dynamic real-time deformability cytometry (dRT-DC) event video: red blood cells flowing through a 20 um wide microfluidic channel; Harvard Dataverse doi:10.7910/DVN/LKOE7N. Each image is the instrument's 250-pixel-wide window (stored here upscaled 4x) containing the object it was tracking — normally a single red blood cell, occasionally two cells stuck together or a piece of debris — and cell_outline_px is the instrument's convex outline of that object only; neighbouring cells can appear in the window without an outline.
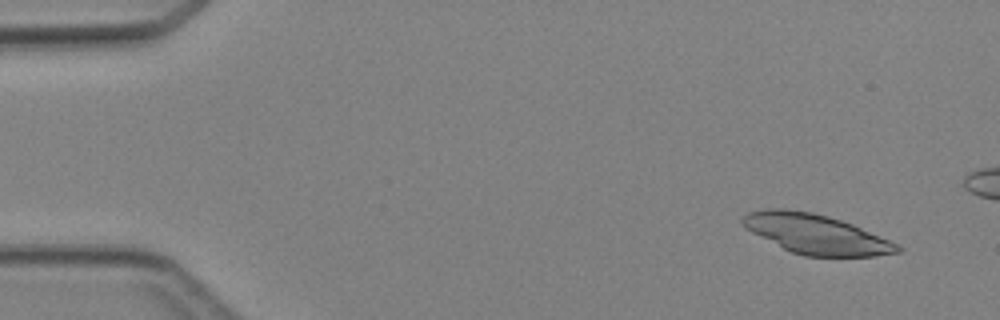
{"species": "Egyptian fruit bat (a non-hibernating species)", "species_latin": "Rousettus aegyptiacus", "temperature_condition": "cold", "stored_images_in_passage": 2, "camera_frame_rate_fps": 3000, "um_per_image_px": 0.085, "animal": {"sex": "female"}, "frame": {"image": 1, "passage_image": 1, "time_ms": 0.0, "image_size_px": [1000, 320], "cell_outline_px": [[904, 248], [900, 252], [876, 256], [804, 256], [792, 252], [744, 228], [740, 220], [748, 212], [764, 208], [784, 208], [812, 212], [828, 216], [852, 224], [888, 240]], "centroid_in_image_um": [69.32, 19.88], "position_along_channel_um": 15.7, "area_um2": 35.43}}